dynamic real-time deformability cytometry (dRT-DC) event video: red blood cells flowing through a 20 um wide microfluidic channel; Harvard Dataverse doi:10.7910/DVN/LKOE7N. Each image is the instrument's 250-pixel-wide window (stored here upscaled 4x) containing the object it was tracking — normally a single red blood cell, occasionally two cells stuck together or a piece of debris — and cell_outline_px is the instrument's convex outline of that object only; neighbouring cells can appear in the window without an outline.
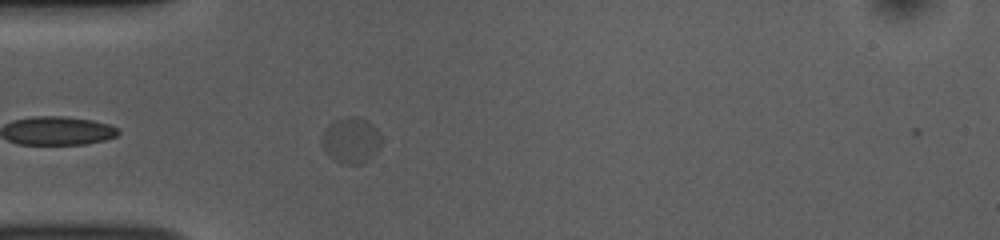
{"species": "common noctule bat (a hibernating species)", "species_latin": "Nyctalus noctula", "temperature_condition": "room temperature", "stored_images_in_passage": 28, "camera_frame_rate_fps": 3000, "um_per_image_px": 0.085, "animal": {"sex": "female", "body_mass_g": 10.0, "forearm_length_mm": 53.1}, "frame": {"image": 1, "passage_image": 1, "time_ms": 0.0, "image_size_px": [1000, 240], "cell_outline_px": [[380, 148], [376, 156], [364, 164], [344, 164], [328, 156], [324, 152], [324, 132], [328, 124], [336, 120], [352, 116], [356, 116], [372, 124], [376, 128], [380, 136]], "centroid_in_image_um": [29.89, 11.97], "position_along_channel_um": 55.1, "area_um2": 15.84}}
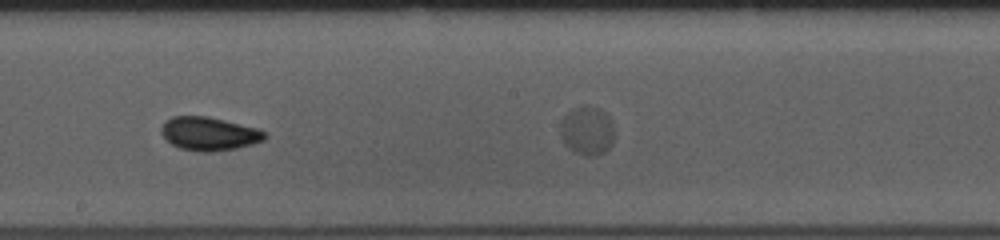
{"frame": {"image": 2, "passage_image": 13, "time_ms": 4.0, "image_size_px": [1000, 240], "cell_outline_px": [[268, 136], [264, 140], [252, 144], [236, 148], [212, 152], [204, 152], [180, 148], [172, 144], [160, 132], [160, 128], [164, 120], [172, 116], [208, 116], [260, 128]], "centroid_in_image_um": [17.78, 11.35], "position_along_channel_um": 230.4, "area_um2": 20.35}}
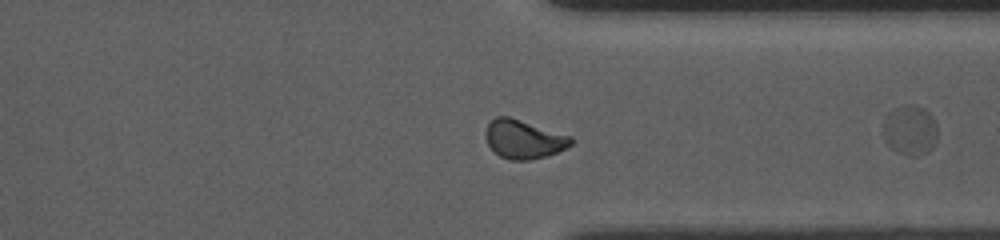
{"frame": {"image": 3, "passage_image": 24, "time_ms": 7.667, "image_size_px": [1000, 240], "cell_outline_px": [[576, 140], [572, 144], [548, 156], [528, 160], [508, 160], [500, 156], [488, 144], [484, 132], [488, 124], [496, 116], [508, 116], [572, 136]], "centroid_in_image_um": [44.53, 11.83], "position_along_channel_um": 366.9, "area_um2": 19.25}, "authors_computed_cell_mechanics": {"area_um2": 19.1607, "velocity_mm_per_s": 3.7385, "shape_relaxation_time_tau1_ms": 6.5575, "shape_relaxation_time_tau2_ms": 1.2007, "deformation_change_tau1": 0.1031, "deformation_change_tau2": 0.0421}}